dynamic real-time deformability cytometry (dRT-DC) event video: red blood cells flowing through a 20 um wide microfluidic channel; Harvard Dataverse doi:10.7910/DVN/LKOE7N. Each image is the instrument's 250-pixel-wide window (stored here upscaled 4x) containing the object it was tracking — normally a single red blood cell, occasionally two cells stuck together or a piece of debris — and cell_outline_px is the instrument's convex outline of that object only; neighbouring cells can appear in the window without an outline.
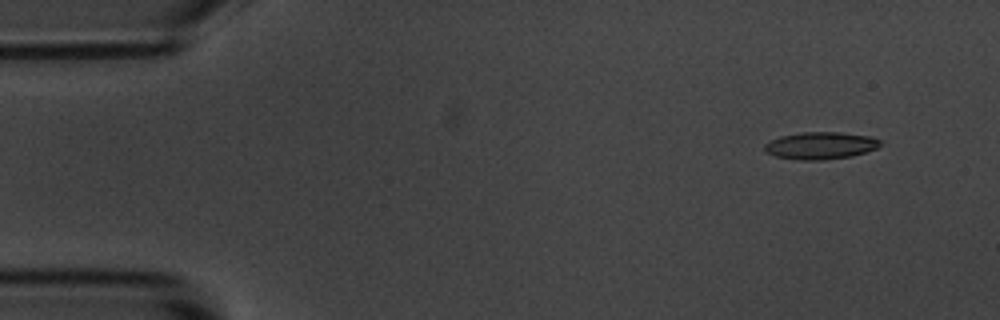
{"species": "common noctule bat (a hibernating species)", "species_latin": "Nyctalus noctula", "temperature_condition": "room temperature", "stored_images_in_passage": 52, "camera_frame_rate_fps": 3000, "um_per_image_px": 0.085, "animal": {"sex": "male", "body_mass_g": 20.1, "forearm_length_mm": 53.5}, "frame": {"image": 1, "passage_image": 2, "time_ms": 0.333, "image_size_px": [1000, 320], "cell_outline_px": [[880, 144], [876, 148], [852, 156], [824, 160], [796, 160], [776, 156], [764, 152], [764, 144], [780, 136], [800, 132], [840, 132], [868, 136], [880, 140]], "centroid_in_image_um": [69.69, 12.38], "position_along_channel_um": 15.3, "area_um2": 18.32}}
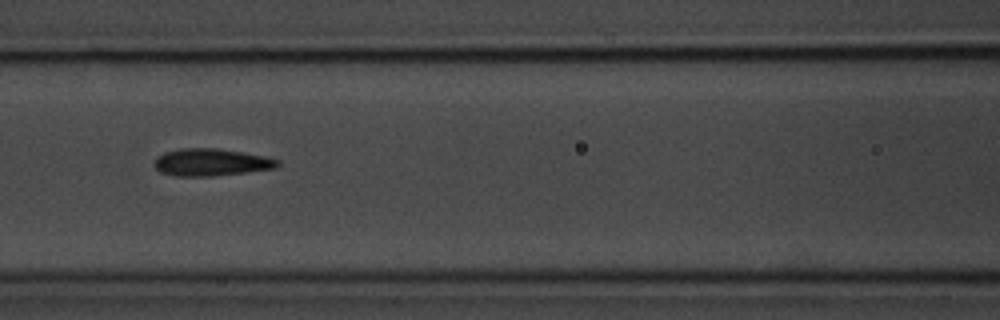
{"frame": {"image": 2, "passage_image": 21, "time_ms": 6.667, "image_size_px": [1000, 320], "cell_outline_px": [[280, 164], [276, 168], [212, 176], [176, 176], [160, 172], [152, 164], [164, 152], [180, 148], [216, 148], [244, 152], [264, 156], [280, 160]], "centroid_in_image_um": [17.95, 13.79], "position_along_channel_um": 148.7, "area_um2": 19.54}}
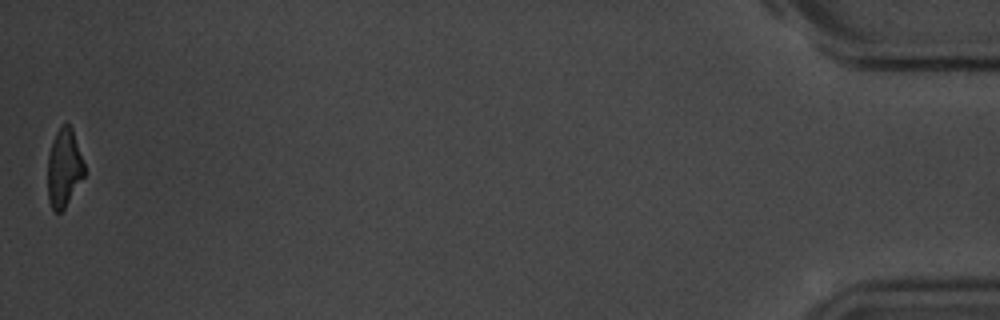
{"frame": {"image": 3, "passage_image": 52, "time_ms": 17.0, "image_size_px": [1000, 320], "cell_outline_px": [[84, 176], [64, 208], [60, 212], [56, 212], [52, 208], [48, 200], [48, 156], [52, 140], [56, 132], [64, 124], [68, 124], [72, 128], [84, 164]], "centroid_in_image_um": [5.43, 14.28], "position_along_channel_um": 429.8, "area_um2": 16.42}, "authors_computed_cell_mechanics": {"area_um2": 18.7561, "velocity_mm_per_s": 3.6554, "shape_relaxation_time_tau1_ms": 3.2332, "shape_relaxation_time_tau2_ms": 2.6031, "deformation_change_tau1": 0.1177, "deformation_change_tau2": 0.1137}}